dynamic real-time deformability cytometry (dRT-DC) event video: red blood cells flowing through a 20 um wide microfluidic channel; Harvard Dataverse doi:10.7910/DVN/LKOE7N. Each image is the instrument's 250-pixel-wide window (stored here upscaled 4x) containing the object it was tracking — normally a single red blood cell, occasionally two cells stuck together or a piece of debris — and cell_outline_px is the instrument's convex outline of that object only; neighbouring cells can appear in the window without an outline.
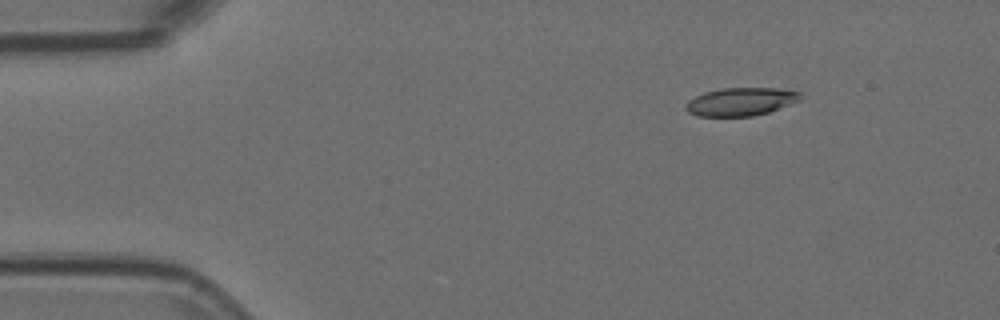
{"species": "Egyptian fruit bat (a non-hibernating species)", "species_latin": "Rousettus aegyptiacus", "temperature_condition": "room temperature", "stored_images_in_passage": 48, "camera_frame_rate_fps": 3000, "um_per_image_px": 0.085, "animal": {"sex": "female"}, "frame": {"image": 1, "passage_image": 1, "time_ms": 0.0, "image_size_px": [1000, 320], "cell_outline_px": [[804, 96], [800, 100], [768, 112], [752, 116], [696, 116], [688, 112], [684, 108], [684, 104], [688, 100], [704, 92], [724, 88], [776, 88], [800, 92]], "centroid_in_image_um": [62.94, 8.64], "position_along_channel_um": 22.1, "area_um2": 18.79}}
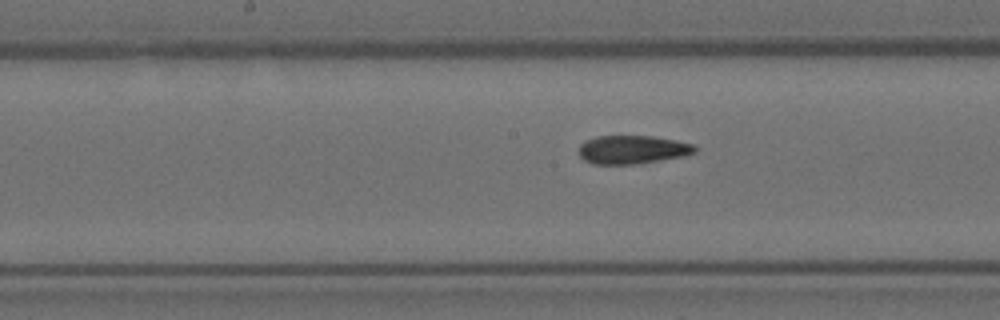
{"frame": {"image": 2, "passage_image": 21, "time_ms": 6.667, "image_size_px": [1000, 320], "cell_outline_px": [[696, 152], [684, 156], [636, 164], [592, 164], [584, 160], [580, 156], [580, 144], [584, 140], [596, 136], [652, 136], [676, 140], [696, 144]], "centroid_in_image_um": [53.76, 12.71], "position_along_channel_um": 194.4, "area_um2": 19.36}}
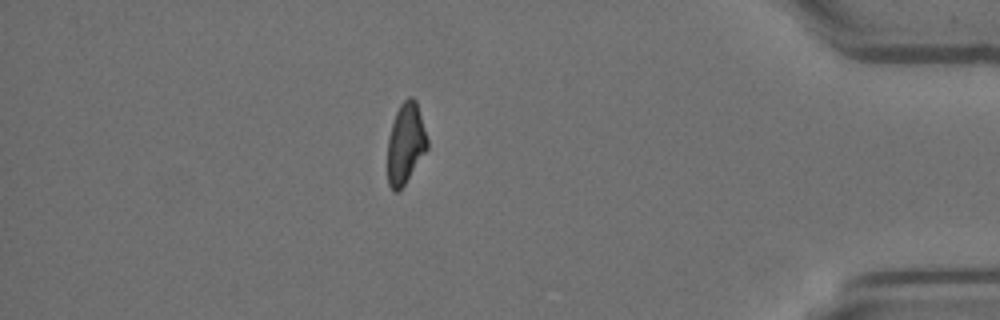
{"frame": {"image": 3, "passage_image": 41, "time_ms": 13.333, "image_size_px": [1000, 320], "cell_outline_px": [[428, 148], [404, 184], [396, 192], [392, 192], [388, 184], [388, 136], [396, 112], [400, 104], [408, 96], [412, 96], [416, 100], [428, 140]], "centroid_in_image_um": [34.47, 12.18], "position_along_channel_um": 400.7, "area_um2": 18.55}, "authors_computed_cell_mechanics": {"area_um2": 19.363, "velocity_mm_per_s": 3.7201, "shape_relaxation_time_tau1_ms": null, "shape_relaxation_time_tau2_ms": 3.3783, "deformation_change_tau1": null, "deformation_change_tau2": 0.1007}}